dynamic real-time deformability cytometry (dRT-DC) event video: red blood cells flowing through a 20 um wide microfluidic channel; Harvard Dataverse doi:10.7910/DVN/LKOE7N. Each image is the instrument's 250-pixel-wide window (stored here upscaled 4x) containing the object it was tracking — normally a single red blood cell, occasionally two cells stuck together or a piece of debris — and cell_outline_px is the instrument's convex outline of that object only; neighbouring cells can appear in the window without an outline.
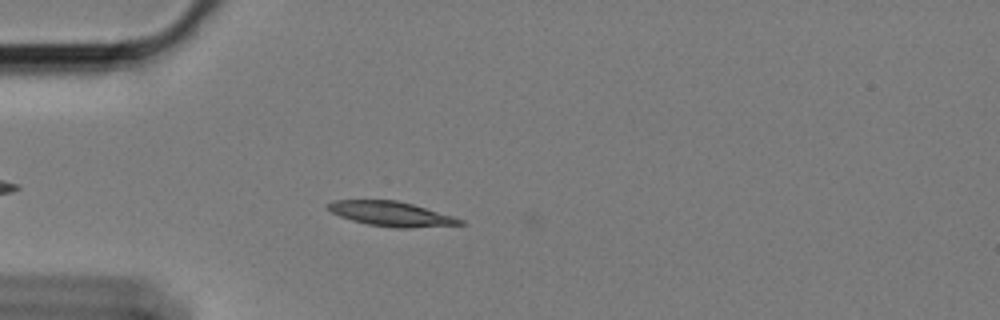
{"species": "Egyptian fruit bat (a non-hibernating species)", "species_latin": "Rousettus aegyptiacus", "temperature_condition": "cold", "stored_images_in_passage": 9, "camera_frame_rate_fps": 3000, "um_per_image_px": 0.085, "animal": {"sex": "female"}, "frame": {"image": 1, "passage_image": 8, "time_ms": 2.333, "image_size_px": [1000, 320], "cell_outline_px": [[468, 224], [408, 228], [392, 228], [368, 224], [352, 220], [340, 216], [332, 212], [328, 208], [328, 204], [336, 200], [396, 200], [412, 204], [452, 216], [464, 220]], "centroid_in_image_um": [33.29, 18.19], "position_along_channel_um": 51.7, "area_um2": 18.79}}